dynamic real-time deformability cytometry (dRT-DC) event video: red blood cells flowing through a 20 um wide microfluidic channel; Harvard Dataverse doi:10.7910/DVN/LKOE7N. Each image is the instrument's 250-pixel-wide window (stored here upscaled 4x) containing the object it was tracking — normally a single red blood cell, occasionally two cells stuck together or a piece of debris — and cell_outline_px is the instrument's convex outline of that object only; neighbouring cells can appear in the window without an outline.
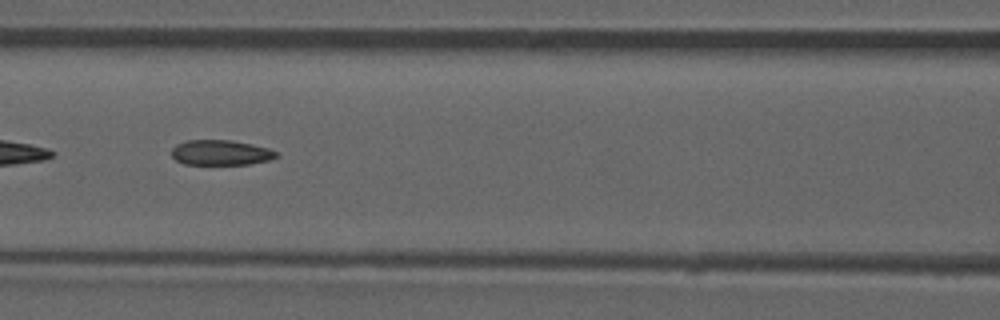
{"species": "common noctule bat (a hibernating species)", "species_latin": "Nyctalus noctula", "temperature_condition": "room temperature", "stored_images_in_passage": 25, "camera_frame_rate_fps": 3000, "um_per_image_px": 0.085, "animal": {"sex": "male", "forearm_length_mm": 52.5}, "frame": {"image": 1, "passage_image": 22, "time_ms": 7.0, "image_size_px": [1000, 320], "cell_outline_px": [[280, 156], [268, 160], [248, 164], [184, 164], [176, 160], [172, 156], [172, 148], [176, 144], [188, 140], [232, 140], [252, 144], [268, 148], [276, 152]], "centroid_in_image_um": [18.76, 12.97], "position_along_channel_um": 147.8, "area_um2": 15.32}}